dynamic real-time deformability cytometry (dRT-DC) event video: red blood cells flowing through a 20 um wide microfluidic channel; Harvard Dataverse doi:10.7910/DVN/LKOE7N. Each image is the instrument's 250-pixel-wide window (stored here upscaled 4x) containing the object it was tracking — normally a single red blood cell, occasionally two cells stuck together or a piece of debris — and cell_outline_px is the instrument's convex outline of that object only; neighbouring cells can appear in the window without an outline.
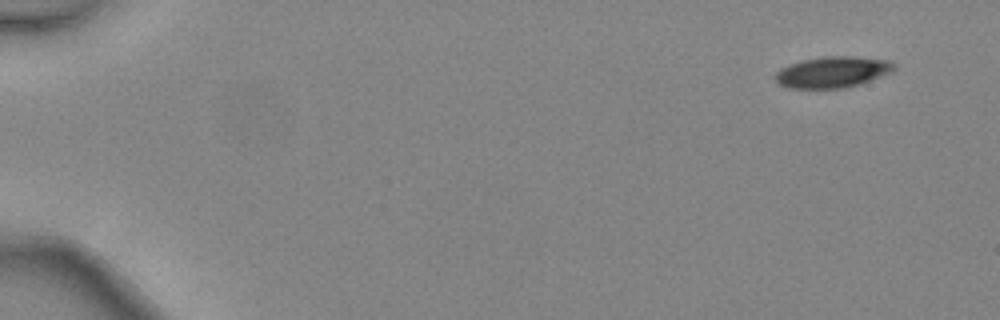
{"species": "common noctule bat (a hibernating species)", "species_latin": "Nyctalus noctula", "temperature_condition": "warm", "stored_images_in_passage": 3, "camera_frame_rate_fps": 3000, "um_per_image_px": 0.085, "animal": {"sex": "female", "body_mass_g": 24.6, "forearm_length_mm": 56.2}, "frame": {"image": 1, "passage_image": 1, "time_ms": 0.0, "image_size_px": [1000, 320], "cell_outline_px": [[896, 68], [892, 72], [860, 84], [844, 88], [788, 88], [780, 84], [776, 80], [776, 72], [780, 68], [800, 60], [824, 56], [852, 56], [888, 60], [896, 64]], "centroid_in_image_um": [70.78, 6.12], "position_along_channel_um": 14.2, "area_um2": 21.62}}